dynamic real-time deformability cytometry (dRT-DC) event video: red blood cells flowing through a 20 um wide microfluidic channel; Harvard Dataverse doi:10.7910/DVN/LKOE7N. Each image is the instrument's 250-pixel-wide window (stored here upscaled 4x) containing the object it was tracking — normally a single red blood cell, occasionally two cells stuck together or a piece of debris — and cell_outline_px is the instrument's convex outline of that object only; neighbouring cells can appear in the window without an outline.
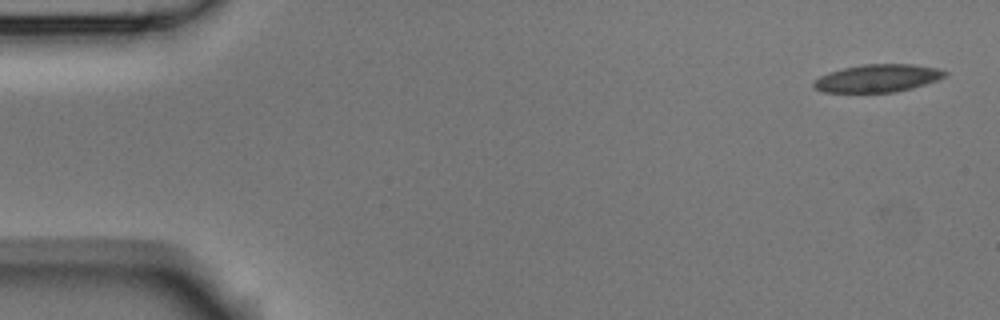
{"species": "Egyptian fruit bat (a non-hibernating species)", "species_latin": "Rousettus aegyptiacus", "temperature_condition": "room temperature", "stored_images_in_passage": 4, "camera_frame_rate_fps": 3000, "um_per_image_px": 0.085, "animal": {"sex": "male"}, "frame": {"image": 1, "passage_image": 1, "time_ms": 0.0, "image_size_px": [1000, 320], "cell_outline_px": [[948, 76], [912, 88], [896, 92], [824, 92], [816, 88], [812, 84], [812, 80], [828, 72], [844, 68], [864, 64], [912, 64], [936, 68], [948, 72]], "centroid_in_image_um": [74.59, 6.65], "position_along_channel_um": 10.4, "area_um2": 21.15}}
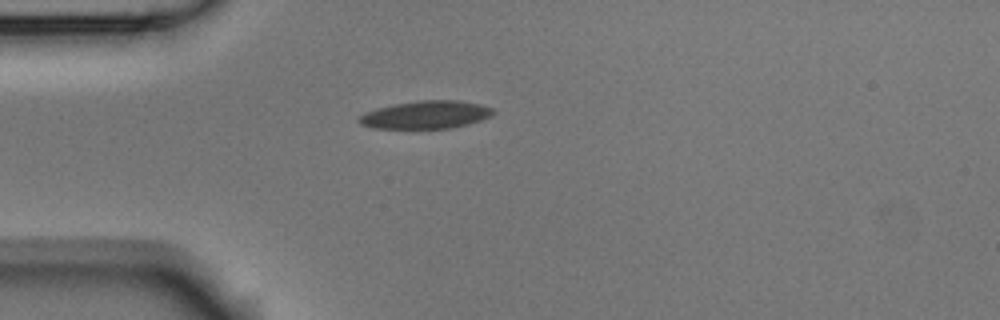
{"frame": {"image": 2, "passage_image": 4, "time_ms": 1.0, "image_size_px": [1000, 320], "cell_outline_px": [[496, 112], [480, 120], [468, 124], [452, 128], [376, 128], [360, 124], [356, 120], [364, 112], [376, 108], [392, 104], [420, 100], [456, 100], [480, 104], [492, 108]], "centroid_in_image_um": [36.16, 9.75], "position_along_channel_um": 48.8, "area_um2": 21.73}}